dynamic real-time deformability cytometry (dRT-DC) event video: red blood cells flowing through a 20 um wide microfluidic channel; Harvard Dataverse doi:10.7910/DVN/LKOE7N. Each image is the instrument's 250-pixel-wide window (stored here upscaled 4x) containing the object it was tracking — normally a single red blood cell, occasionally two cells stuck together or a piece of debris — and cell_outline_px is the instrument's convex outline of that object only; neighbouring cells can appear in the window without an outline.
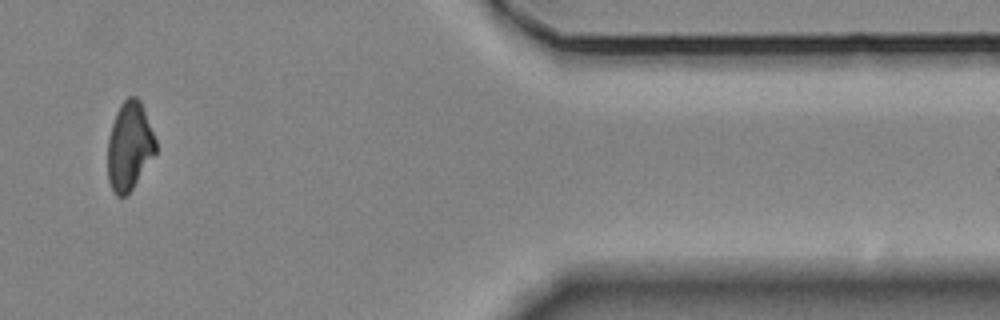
{"species": "Egyptian fruit bat (a non-hibernating species)", "species_latin": "Rousettus aegyptiacus", "temperature_condition": "room temperature", "stored_images_in_passage": 14, "camera_frame_rate_fps": 3000, "um_per_image_px": 0.085, "animal": {"sex": "female"}, "frame": {"image": 1, "passage_image": 12, "time_ms": 15.333, "image_size_px": [1000, 320], "cell_outline_px": [[156, 152], [128, 196], [116, 196], [108, 180], [108, 140], [112, 124], [116, 112], [120, 104], [128, 96], [136, 96], [140, 100], [156, 140]], "centroid_in_image_um": [11.0, 12.43], "position_along_channel_um": 400.4, "area_um2": 24.68}}